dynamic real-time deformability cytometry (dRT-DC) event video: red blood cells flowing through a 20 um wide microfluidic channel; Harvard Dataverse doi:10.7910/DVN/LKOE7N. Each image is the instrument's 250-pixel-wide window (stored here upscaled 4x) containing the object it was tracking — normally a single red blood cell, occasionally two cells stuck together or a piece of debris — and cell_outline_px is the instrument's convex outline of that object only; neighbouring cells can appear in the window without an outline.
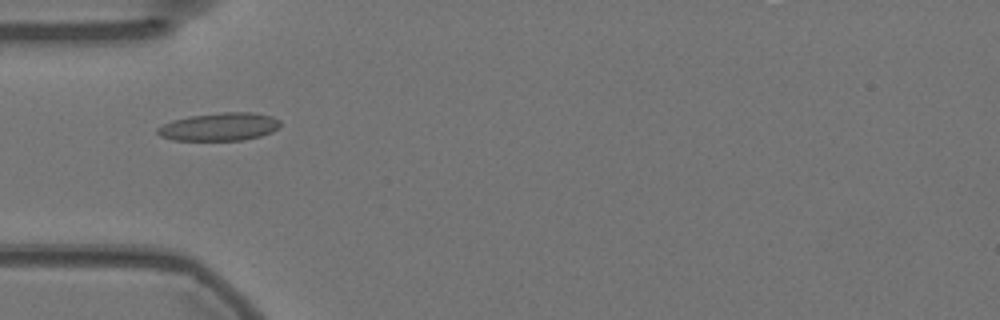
{"species": "Egyptian fruit bat (a non-hibernating species)", "species_latin": "Rousettus aegyptiacus", "temperature_condition": "warm", "stored_images_in_passage": 44, "camera_frame_rate_fps": 3000, "um_per_image_px": 0.085, "animal": {"sex": "female"}, "frame": {"image": 1, "passage_image": 5, "time_ms": 1.333, "image_size_px": [1000, 320], "cell_outline_px": [[280, 124], [272, 132], [260, 136], [240, 140], [172, 140], [160, 136], [156, 132], [156, 128], [172, 120], [188, 116], [220, 112], [252, 112], [272, 116], [280, 120]], "centroid_in_image_um": [18.62, 10.76], "position_along_channel_um": 66.4, "area_um2": 20.06}}
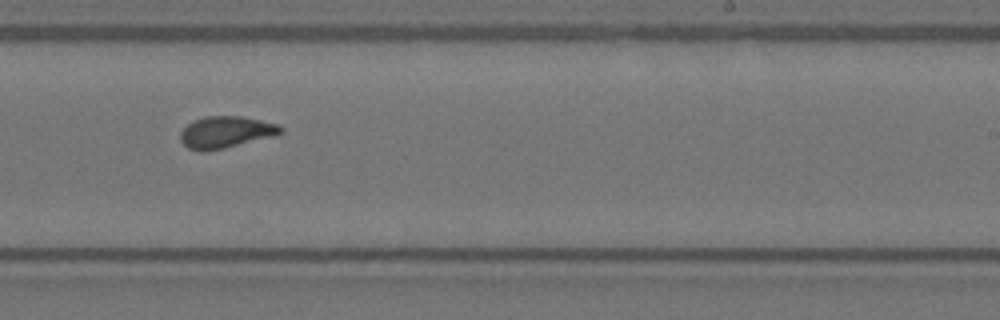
{"frame": {"image": 2, "passage_image": 22, "time_ms": 7.0, "image_size_px": [1000, 320], "cell_outline_px": [[284, 132], [272, 136], [224, 148], [200, 152], [188, 148], [180, 140], [180, 132], [188, 124], [204, 116], [240, 116], [260, 120], [276, 124], [284, 128]], "centroid_in_image_um": [19.18, 11.23], "position_along_channel_um": 269.8, "area_um2": 18.32}}
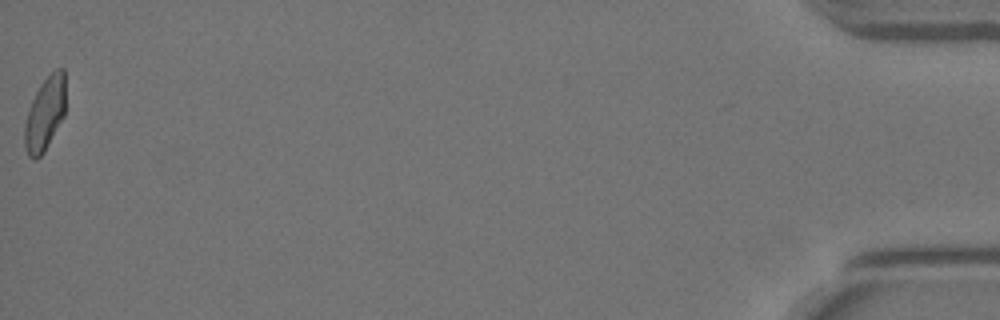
{"frame": {"image": 3, "passage_image": 44, "time_ms": 14.333, "image_size_px": [1000, 320], "cell_outline_px": [[64, 116], [44, 152], [36, 160], [32, 160], [28, 156], [24, 144], [24, 124], [32, 100], [40, 84], [56, 68], [64, 68]], "centroid_in_image_um": [3.8, 9.71], "position_along_channel_um": 431.4, "area_um2": 17.4}, "authors_computed_cell_mechanics": {"area_um2": 18.1492, "velocity_mm_per_s": 3.5794, "shape_relaxation_time_tau1_ms": 4.0436, "shape_relaxation_time_tau2_ms": 1.596, "deformation_change_tau1": 0.1484, "deformation_change_tau2": 0.0862}}